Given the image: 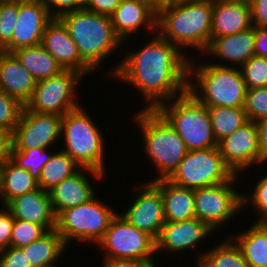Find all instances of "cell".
Wrapping results in <instances>:
<instances>
[{"label":"cell","mask_w":267,"mask_h":267,"mask_svg":"<svg viewBox=\"0 0 267 267\" xmlns=\"http://www.w3.org/2000/svg\"><path fill=\"white\" fill-rule=\"evenodd\" d=\"M196 1H203V0H162L161 3H173V4H181V3H190Z\"/></svg>","instance_id":"obj_49"},{"label":"cell","mask_w":267,"mask_h":267,"mask_svg":"<svg viewBox=\"0 0 267 267\" xmlns=\"http://www.w3.org/2000/svg\"><path fill=\"white\" fill-rule=\"evenodd\" d=\"M254 27H267V0H248Z\"/></svg>","instance_id":"obj_44"},{"label":"cell","mask_w":267,"mask_h":267,"mask_svg":"<svg viewBox=\"0 0 267 267\" xmlns=\"http://www.w3.org/2000/svg\"><path fill=\"white\" fill-rule=\"evenodd\" d=\"M39 188L38 181L28 170L19 167L11 159L3 164L1 202L6 206L17 196Z\"/></svg>","instance_id":"obj_29"},{"label":"cell","mask_w":267,"mask_h":267,"mask_svg":"<svg viewBox=\"0 0 267 267\" xmlns=\"http://www.w3.org/2000/svg\"><path fill=\"white\" fill-rule=\"evenodd\" d=\"M239 175L226 183L202 187L194 190L196 218L213 232L229 224L242 210V193L236 190ZM236 181V182H235ZM235 215V216H234ZM227 222V223H226ZM229 222V223H228Z\"/></svg>","instance_id":"obj_12"},{"label":"cell","mask_w":267,"mask_h":267,"mask_svg":"<svg viewBox=\"0 0 267 267\" xmlns=\"http://www.w3.org/2000/svg\"><path fill=\"white\" fill-rule=\"evenodd\" d=\"M193 58L188 63L187 91L199 103L207 107L244 106L247 87L238 67L215 65L211 60L202 63Z\"/></svg>","instance_id":"obj_3"},{"label":"cell","mask_w":267,"mask_h":267,"mask_svg":"<svg viewBox=\"0 0 267 267\" xmlns=\"http://www.w3.org/2000/svg\"><path fill=\"white\" fill-rule=\"evenodd\" d=\"M251 27L248 0H212L211 37L228 36Z\"/></svg>","instance_id":"obj_22"},{"label":"cell","mask_w":267,"mask_h":267,"mask_svg":"<svg viewBox=\"0 0 267 267\" xmlns=\"http://www.w3.org/2000/svg\"><path fill=\"white\" fill-rule=\"evenodd\" d=\"M255 55L267 58V27H254Z\"/></svg>","instance_id":"obj_46"},{"label":"cell","mask_w":267,"mask_h":267,"mask_svg":"<svg viewBox=\"0 0 267 267\" xmlns=\"http://www.w3.org/2000/svg\"><path fill=\"white\" fill-rule=\"evenodd\" d=\"M24 105L0 90V127L11 132L17 126Z\"/></svg>","instance_id":"obj_38"},{"label":"cell","mask_w":267,"mask_h":267,"mask_svg":"<svg viewBox=\"0 0 267 267\" xmlns=\"http://www.w3.org/2000/svg\"><path fill=\"white\" fill-rule=\"evenodd\" d=\"M82 80L85 81V78L80 73L64 70L56 76L37 81L24 108L31 112L63 116L81 106L76 98V87L81 85Z\"/></svg>","instance_id":"obj_11"},{"label":"cell","mask_w":267,"mask_h":267,"mask_svg":"<svg viewBox=\"0 0 267 267\" xmlns=\"http://www.w3.org/2000/svg\"><path fill=\"white\" fill-rule=\"evenodd\" d=\"M110 19L115 33L127 45L143 28L151 35L156 32L157 6L150 0H121Z\"/></svg>","instance_id":"obj_18"},{"label":"cell","mask_w":267,"mask_h":267,"mask_svg":"<svg viewBox=\"0 0 267 267\" xmlns=\"http://www.w3.org/2000/svg\"><path fill=\"white\" fill-rule=\"evenodd\" d=\"M247 89L267 87V58L254 55L239 67Z\"/></svg>","instance_id":"obj_34"},{"label":"cell","mask_w":267,"mask_h":267,"mask_svg":"<svg viewBox=\"0 0 267 267\" xmlns=\"http://www.w3.org/2000/svg\"><path fill=\"white\" fill-rule=\"evenodd\" d=\"M239 247L249 267H267V226L255 222L247 230L228 235Z\"/></svg>","instance_id":"obj_26"},{"label":"cell","mask_w":267,"mask_h":267,"mask_svg":"<svg viewBox=\"0 0 267 267\" xmlns=\"http://www.w3.org/2000/svg\"><path fill=\"white\" fill-rule=\"evenodd\" d=\"M254 43L255 37L253 26L245 31L232 35L211 37V42L204 54L208 53L209 55L207 54V56H214L213 61L216 62L215 65L239 68L243 63L255 55ZM214 59H218L219 62L217 63ZM223 62L226 64L224 65Z\"/></svg>","instance_id":"obj_21"},{"label":"cell","mask_w":267,"mask_h":267,"mask_svg":"<svg viewBox=\"0 0 267 267\" xmlns=\"http://www.w3.org/2000/svg\"><path fill=\"white\" fill-rule=\"evenodd\" d=\"M136 112L132 120L142 133L141 139L144 140L145 146L142 151L147 154L146 157L151 160L153 167H156L157 176L146 181L168 179L189 150L181 137L156 110L139 109Z\"/></svg>","instance_id":"obj_5"},{"label":"cell","mask_w":267,"mask_h":267,"mask_svg":"<svg viewBox=\"0 0 267 267\" xmlns=\"http://www.w3.org/2000/svg\"><path fill=\"white\" fill-rule=\"evenodd\" d=\"M82 167L61 149L55 151L41 170L38 186L49 192L64 179L77 173Z\"/></svg>","instance_id":"obj_31"},{"label":"cell","mask_w":267,"mask_h":267,"mask_svg":"<svg viewBox=\"0 0 267 267\" xmlns=\"http://www.w3.org/2000/svg\"><path fill=\"white\" fill-rule=\"evenodd\" d=\"M86 110L81 102L79 108L62 116L64 148L60 149L82 168H91L105 175V136Z\"/></svg>","instance_id":"obj_6"},{"label":"cell","mask_w":267,"mask_h":267,"mask_svg":"<svg viewBox=\"0 0 267 267\" xmlns=\"http://www.w3.org/2000/svg\"><path fill=\"white\" fill-rule=\"evenodd\" d=\"M18 16V3H0V50L12 39Z\"/></svg>","instance_id":"obj_39"},{"label":"cell","mask_w":267,"mask_h":267,"mask_svg":"<svg viewBox=\"0 0 267 267\" xmlns=\"http://www.w3.org/2000/svg\"><path fill=\"white\" fill-rule=\"evenodd\" d=\"M264 173V176L261 179H257V182L253 189V192L249 194L243 193L242 191V210L246 211L249 206L255 208L254 211H257L258 218L255 222H263L267 218V174ZM248 207V208H247Z\"/></svg>","instance_id":"obj_35"},{"label":"cell","mask_w":267,"mask_h":267,"mask_svg":"<svg viewBox=\"0 0 267 267\" xmlns=\"http://www.w3.org/2000/svg\"><path fill=\"white\" fill-rule=\"evenodd\" d=\"M47 231L39 224L14 219L10 246L22 248L39 239Z\"/></svg>","instance_id":"obj_36"},{"label":"cell","mask_w":267,"mask_h":267,"mask_svg":"<svg viewBox=\"0 0 267 267\" xmlns=\"http://www.w3.org/2000/svg\"><path fill=\"white\" fill-rule=\"evenodd\" d=\"M13 148V132L0 127V164L11 159Z\"/></svg>","instance_id":"obj_45"},{"label":"cell","mask_w":267,"mask_h":267,"mask_svg":"<svg viewBox=\"0 0 267 267\" xmlns=\"http://www.w3.org/2000/svg\"><path fill=\"white\" fill-rule=\"evenodd\" d=\"M212 0L190 3H160L156 32L182 52L194 48L203 56L211 42Z\"/></svg>","instance_id":"obj_2"},{"label":"cell","mask_w":267,"mask_h":267,"mask_svg":"<svg viewBox=\"0 0 267 267\" xmlns=\"http://www.w3.org/2000/svg\"><path fill=\"white\" fill-rule=\"evenodd\" d=\"M211 234L214 235L215 232L197 218L187 221L165 222L155 239V252L156 254L160 252V255L168 253V255L175 254L176 256L177 253L187 252L190 248L195 250L199 243H204L202 240L213 236Z\"/></svg>","instance_id":"obj_17"},{"label":"cell","mask_w":267,"mask_h":267,"mask_svg":"<svg viewBox=\"0 0 267 267\" xmlns=\"http://www.w3.org/2000/svg\"><path fill=\"white\" fill-rule=\"evenodd\" d=\"M88 174L92 176L93 181L100 182L103 176H106L91 168H81L49 191L51 206L56 217L63 210L86 203L96 195L95 185H92L93 181Z\"/></svg>","instance_id":"obj_20"},{"label":"cell","mask_w":267,"mask_h":267,"mask_svg":"<svg viewBox=\"0 0 267 267\" xmlns=\"http://www.w3.org/2000/svg\"><path fill=\"white\" fill-rule=\"evenodd\" d=\"M121 0H83V8L97 14L110 16Z\"/></svg>","instance_id":"obj_43"},{"label":"cell","mask_w":267,"mask_h":267,"mask_svg":"<svg viewBox=\"0 0 267 267\" xmlns=\"http://www.w3.org/2000/svg\"><path fill=\"white\" fill-rule=\"evenodd\" d=\"M66 248L61 235L52 229L21 249L32 267H56L57 261L60 262L59 259L65 256Z\"/></svg>","instance_id":"obj_27"},{"label":"cell","mask_w":267,"mask_h":267,"mask_svg":"<svg viewBox=\"0 0 267 267\" xmlns=\"http://www.w3.org/2000/svg\"><path fill=\"white\" fill-rule=\"evenodd\" d=\"M234 176L215 147L188 151L168 180L177 186L195 190L226 183Z\"/></svg>","instance_id":"obj_10"},{"label":"cell","mask_w":267,"mask_h":267,"mask_svg":"<svg viewBox=\"0 0 267 267\" xmlns=\"http://www.w3.org/2000/svg\"><path fill=\"white\" fill-rule=\"evenodd\" d=\"M0 267H32L21 248L9 246L0 251Z\"/></svg>","instance_id":"obj_40"},{"label":"cell","mask_w":267,"mask_h":267,"mask_svg":"<svg viewBox=\"0 0 267 267\" xmlns=\"http://www.w3.org/2000/svg\"><path fill=\"white\" fill-rule=\"evenodd\" d=\"M261 157L267 159V118L256 122Z\"/></svg>","instance_id":"obj_48"},{"label":"cell","mask_w":267,"mask_h":267,"mask_svg":"<svg viewBox=\"0 0 267 267\" xmlns=\"http://www.w3.org/2000/svg\"><path fill=\"white\" fill-rule=\"evenodd\" d=\"M24 1H31V0H0V3H8V2L20 3V2H24Z\"/></svg>","instance_id":"obj_51"},{"label":"cell","mask_w":267,"mask_h":267,"mask_svg":"<svg viewBox=\"0 0 267 267\" xmlns=\"http://www.w3.org/2000/svg\"><path fill=\"white\" fill-rule=\"evenodd\" d=\"M243 109L253 122L267 118V87L247 89Z\"/></svg>","instance_id":"obj_37"},{"label":"cell","mask_w":267,"mask_h":267,"mask_svg":"<svg viewBox=\"0 0 267 267\" xmlns=\"http://www.w3.org/2000/svg\"><path fill=\"white\" fill-rule=\"evenodd\" d=\"M13 223H14V217L11 211L6 206L1 207L0 209V251L7 249L10 246Z\"/></svg>","instance_id":"obj_41"},{"label":"cell","mask_w":267,"mask_h":267,"mask_svg":"<svg viewBox=\"0 0 267 267\" xmlns=\"http://www.w3.org/2000/svg\"><path fill=\"white\" fill-rule=\"evenodd\" d=\"M220 154L235 175L246 173L254 165L263 166L256 122L248 120L231 135L218 142Z\"/></svg>","instance_id":"obj_13"},{"label":"cell","mask_w":267,"mask_h":267,"mask_svg":"<svg viewBox=\"0 0 267 267\" xmlns=\"http://www.w3.org/2000/svg\"><path fill=\"white\" fill-rule=\"evenodd\" d=\"M226 236L213 248L198 252L194 264L197 263L199 267H249L239 247Z\"/></svg>","instance_id":"obj_30"},{"label":"cell","mask_w":267,"mask_h":267,"mask_svg":"<svg viewBox=\"0 0 267 267\" xmlns=\"http://www.w3.org/2000/svg\"><path fill=\"white\" fill-rule=\"evenodd\" d=\"M152 182L161 190L166 222L196 218L193 189L177 186L168 179H158Z\"/></svg>","instance_id":"obj_25"},{"label":"cell","mask_w":267,"mask_h":267,"mask_svg":"<svg viewBox=\"0 0 267 267\" xmlns=\"http://www.w3.org/2000/svg\"><path fill=\"white\" fill-rule=\"evenodd\" d=\"M13 54L36 81L48 79L64 71L41 44L17 49Z\"/></svg>","instance_id":"obj_28"},{"label":"cell","mask_w":267,"mask_h":267,"mask_svg":"<svg viewBox=\"0 0 267 267\" xmlns=\"http://www.w3.org/2000/svg\"><path fill=\"white\" fill-rule=\"evenodd\" d=\"M104 258L129 259L156 265L155 239L131 225L118 211L97 243Z\"/></svg>","instance_id":"obj_9"},{"label":"cell","mask_w":267,"mask_h":267,"mask_svg":"<svg viewBox=\"0 0 267 267\" xmlns=\"http://www.w3.org/2000/svg\"><path fill=\"white\" fill-rule=\"evenodd\" d=\"M138 186L134 188L136 196L132 204L130 201L125 213H119L131 225L156 239L166 222L161 190L153 182L148 181Z\"/></svg>","instance_id":"obj_15"},{"label":"cell","mask_w":267,"mask_h":267,"mask_svg":"<svg viewBox=\"0 0 267 267\" xmlns=\"http://www.w3.org/2000/svg\"><path fill=\"white\" fill-rule=\"evenodd\" d=\"M50 14L59 18L62 14L83 8V0H43Z\"/></svg>","instance_id":"obj_42"},{"label":"cell","mask_w":267,"mask_h":267,"mask_svg":"<svg viewBox=\"0 0 267 267\" xmlns=\"http://www.w3.org/2000/svg\"><path fill=\"white\" fill-rule=\"evenodd\" d=\"M53 19L43 0L18 3V16L12 39L2 51L13 53L20 48L40 45L44 30Z\"/></svg>","instance_id":"obj_16"},{"label":"cell","mask_w":267,"mask_h":267,"mask_svg":"<svg viewBox=\"0 0 267 267\" xmlns=\"http://www.w3.org/2000/svg\"><path fill=\"white\" fill-rule=\"evenodd\" d=\"M217 143L248 121L243 107H207Z\"/></svg>","instance_id":"obj_32"},{"label":"cell","mask_w":267,"mask_h":267,"mask_svg":"<svg viewBox=\"0 0 267 267\" xmlns=\"http://www.w3.org/2000/svg\"><path fill=\"white\" fill-rule=\"evenodd\" d=\"M156 111L181 137L189 151L218 147L207 106L188 91L161 104Z\"/></svg>","instance_id":"obj_7"},{"label":"cell","mask_w":267,"mask_h":267,"mask_svg":"<svg viewBox=\"0 0 267 267\" xmlns=\"http://www.w3.org/2000/svg\"><path fill=\"white\" fill-rule=\"evenodd\" d=\"M102 267H158V265H149L146 262L129 259H110L103 258Z\"/></svg>","instance_id":"obj_47"},{"label":"cell","mask_w":267,"mask_h":267,"mask_svg":"<svg viewBox=\"0 0 267 267\" xmlns=\"http://www.w3.org/2000/svg\"><path fill=\"white\" fill-rule=\"evenodd\" d=\"M150 1H152L156 6H158L162 2V0H150Z\"/></svg>","instance_id":"obj_52"},{"label":"cell","mask_w":267,"mask_h":267,"mask_svg":"<svg viewBox=\"0 0 267 267\" xmlns=\"http://www.w3.org/2000/svg\"><path fill=\"white\" fill-rule=\"evenodd\" d=\"M62 131V116L27 111L23 108L13 131L15 149L56 148ZM57 141V142H56ZM53 144V145H52Z\"/></svg>","instance_id":"obj_14"},{"label":"cell","mask_w":267,"mask_h":267,"mask_svg":"<svg viewBox=\"0 0 267 267\" xmlns=\"http://www.w3.org/2000/svg\"><path fill=\"white\" fill-rule=\"evenodd\" d=\"M128 50L110 66L109 78L134 86L147 103L143 110H156L187 92L190 56L177 46L155 32L138 50Z\"/></svg>","instance_id":"obj_1"},{"label":"cell","mask_w":267,"mask_h":267,"mask_svg":"<svg viewBox=\"0 0 267 267\" xmlns=\"http://www.w3.org/2000/svg\"><path fill=\"white\" fill-rule=\"evenodd\" d=\"M36 82L13 53L0 50V90L25 105Z\"/></svg>","instance_id":"obj_24"},{"label":"cell","mask_w":267,"mask_h":267,"mask_svg":"<svg viewBox=\"0 0 267 267\" xmlns=\"http://www.w3.org/2000/svg\"><path fill=\"white\" fill-rule=\"evenodd\" d=\"M2 171H3V164H0V203L2 206L1 202V194H2Z\"/></svg>","instance_id":"obj_50"},{"label":"cell","mask_w":267,"mask_h":267,"mask_svg":"<svg viewBox=\"0 0 267 267\" xmlns=\"http://www.w3.org/2000/svg\"><path fill=\"white\" fill-rule=\"evenodd\" d=\"M98 199L97 194L88 202L63 210L56 217L55 229L68 245L79 243L96 244L104 236L116 210ZM72 242V243H71Z\"/></svg>","instance_id":"obj_8"},{"label":"cell","mask_w":267,"mask_h":267,"mask_svg":"<svg viewBox=\"0 0 267 267\" xmlns=\"http://www.w3.org/2000/svg\"><path fill=\"white\" fill-rule=\"evenodd\" d=\"M55 150L33 148V149H15L12 148L11 160L19 167L26 169L34 179L39 181L41 170L45 164L51 159ZM50 151V152H49Z\"/></svg>","instance_id":"obj_33"},{"label":"cell","mask_w":267,"mask_h":267,"mask_svg":"<svg viewBox=\"0 0 267 267\" xmlns=\"http://www.w3.org/2000/svg\"><path fill=\"white\" fill-rule=\"evenodd\" d=\"M263 223L267 226V218L263 221Z\"/></svg>","instance_id":"obj_53"},{"label":"cell","mask_w":267,"mask_h":267,"mask_svg":"<svg viewBox=\"0 0 267 267\" xmlns=\"http://www.w3.org/2000/svg\"><path fill=\"white\" fill-rule=\"evenodd\" d=\"M41 45L57 60L63 70L80 73L85 79L94 70L81 58L67 27L54 18L45 28Z\"/></svg>","instance_id":"obj_19"},{"label":"cell","mask_w":267,"mask_h":267,"mask_svg":"<svg viewBox=\"0 0 267 267\" xmlns=\"http://www.w3.org/2000/svg\"><path fill=\"white\" fill-rule=\"evenodd\" d=\"M59 19L67 27L81 58L94 71L123 45L114 31L110 16L81 8L64 13Z\"/></svg>","instance_id":"obj_4"},{"label":"cell","mask_w":267,"mask_h":267,"mask_svg":"<svg viewBox=\"0 0 267 267\" xmlns=\"http://www.w3.org/2000/svg\"><path fill=\"white\" fill-rule=\"evenodd\" d=\"M6 207L14 219L39 224L46 231L56 227V216L51 206L49 192L41 188L15 197Z\"/></svg>","instance_id":"obj_23"}]
</instances>
